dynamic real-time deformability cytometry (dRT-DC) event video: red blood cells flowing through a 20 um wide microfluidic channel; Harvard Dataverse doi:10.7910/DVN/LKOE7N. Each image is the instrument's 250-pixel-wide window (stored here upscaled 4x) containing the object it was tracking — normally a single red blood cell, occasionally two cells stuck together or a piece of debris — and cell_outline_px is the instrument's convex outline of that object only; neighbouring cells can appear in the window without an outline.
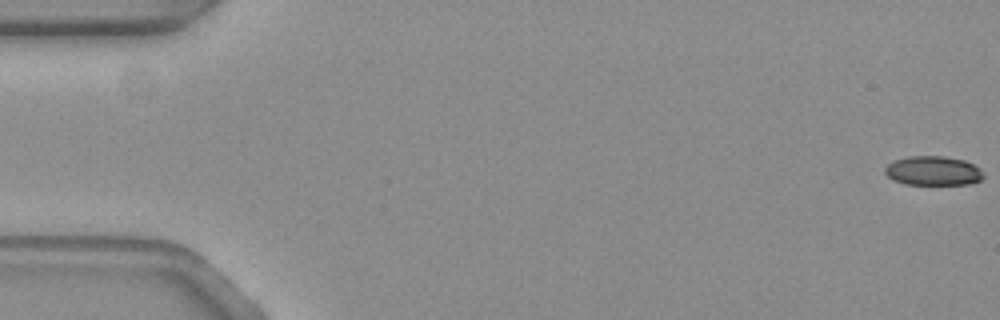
{"species": "common noctule bat (a hibernating species)", "species_latin": "Nyctalus noctula", "temperature_condition": "warm", "stored_images_in_passage": 57, "camera_frame_rate_fps": 3000, "um_per_image_px": 0.085, "animal": {"sex": "female", "body_mass_g": 19.3, "forearm_length_mm": 54.1}, "frame": {"image": 1, "passage_image": 1, "time_ms": 0.0, "image_size_px": [1000, 320], "cell_outline_px": [[984, 176], [980, 180], [972, 184], [904, 184], [892, 180], [884, 172], [884, 168], [888, 164], [896, 160], [908, 156], [944, 156], [964, 160], [980, 168]], "centroid_in_image_um": [79.31, 14.52], "position_along_channel_um": 5.7, "area_um2": 16.82}}
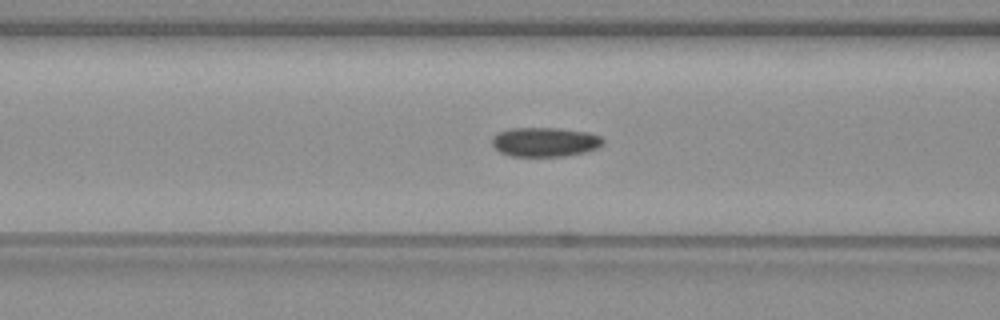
{"frame": {"image": 2, "passage_image": 23, "time_ms": 7.333, "image_size_px": [1000, 320], "cell_outline_px": [[604, 144], [596, 148], [584, 152], [564, 156], [512, 156], [500, 152], [492, 144], [492, 136], [508, 128], [560, 128], [588, 132], [600, 136], [604, 140]], "centroid_in_image_um": [46.32, 12.06], "position_along_channel_um": 120.3, "area_um2": 18.96}}
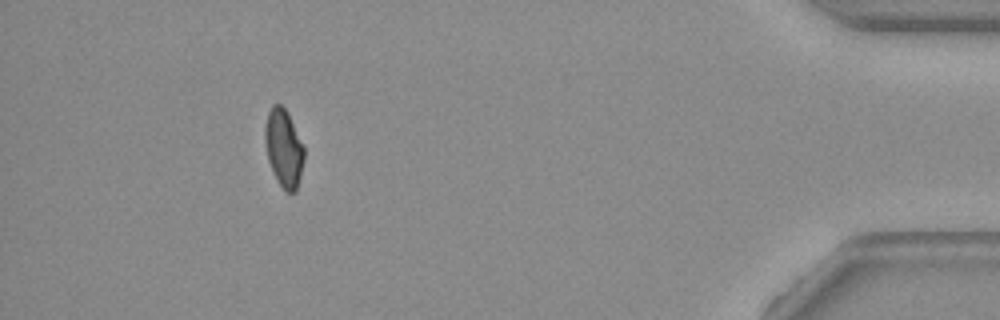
{"frame": {"image": 3, "passage_image": 52, "time_ms": 17.0, "image_size_px": [1000, 320], "cell_outline_px": [[304, 160], [296, 192], [288, 192], [276, 180], [268, 160], [264, 140], [264, 128], [268, 112], [272, 104], [280, 104], [288, 112], [304, 148]], "centroid_in_image_um": [24.1, 12.57], "position_along_channel_um": 411.1, "area_um2": 17.69}, "authors_computed_cell_mechanics": {"area_um2": 18.496, "velocity_mm_per_s": 3.6733, "shape_relaxation_time_tau1_ms": null, "shape_relaxation_time_tau2_ms": 2.8258, "deformation_change_tau1": null, "deformation_change_tau2": 0.0778}}